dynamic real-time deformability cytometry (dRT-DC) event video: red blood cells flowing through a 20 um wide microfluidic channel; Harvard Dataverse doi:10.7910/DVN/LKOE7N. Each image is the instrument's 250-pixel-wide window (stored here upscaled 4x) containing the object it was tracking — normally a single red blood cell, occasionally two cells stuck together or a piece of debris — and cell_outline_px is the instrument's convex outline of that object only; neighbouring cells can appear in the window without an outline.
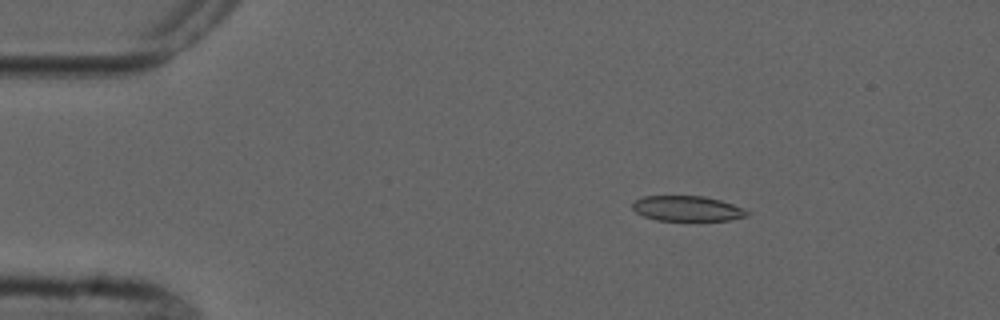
{"species": "common noctule bat (a hibernating species)", "species_latin": "Nyctalus noctula", "temperature_condition": "cold", "stored_images_in_passage": 3, "camera_frame_rate_fps": 3000, "um_per_image_px": 0.085, "animal": {"sex": "male", "forearm_length_mm": 52.5}, "frame": {"image": 1, "passage_image": 1, "time_ms": 0.0, "image_size_px": [1000, 320], "cell_outline_px": [[748, 216], [728, 220], [656, 220], [644, 216], [636, 212], [632, 208], [632, 204], [636, 200], [644, 196], [704, 196], [720, 200], [744, 208], [748, 212]], "centroid_in_image_um": [58.41, 17.72], "position_along_channel_um": 26.6, "area_um2": 16.7}}